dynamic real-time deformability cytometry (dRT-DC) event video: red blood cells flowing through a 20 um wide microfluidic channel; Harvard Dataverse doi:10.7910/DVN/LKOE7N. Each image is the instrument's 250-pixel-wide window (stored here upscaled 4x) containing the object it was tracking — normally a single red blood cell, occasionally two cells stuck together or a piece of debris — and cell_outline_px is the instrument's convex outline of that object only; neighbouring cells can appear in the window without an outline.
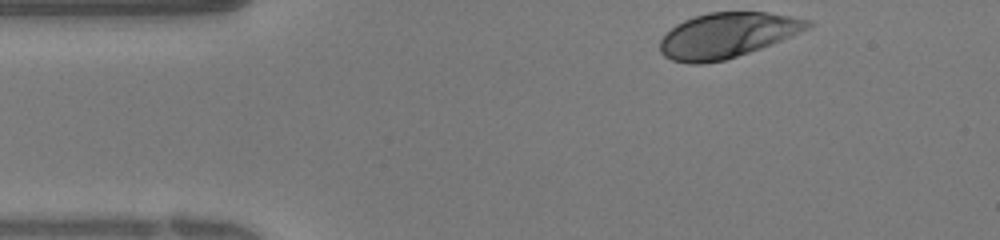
{"species": "human", "species_latin": "Homo sapiens", "temperature_condition": "warm", "stored_images_in_passage": 27, "camera_frame_rate_fps": 3000, "um_per_image_px": 0.085, "donor": {"sex": "female"}, "frame": {"image": 1, "passage_image": 1, "time_ms": 0.0, "image_size_px": [1000, 240], "cell_outline_px": [[812, 24], [808, 28], [780, 40], [760, 48], [724, 60], [700, 64], [688, 64], [672, 60], [664, 56], [660, 52], [660, 40], [676, 24], [684, 20], [708, 12], [768, 12], [812, 20]], "centroid_in_image_um": [61.78, 2.99], "position_along_channel_um": 23.2, "area_um2": 38.38}}
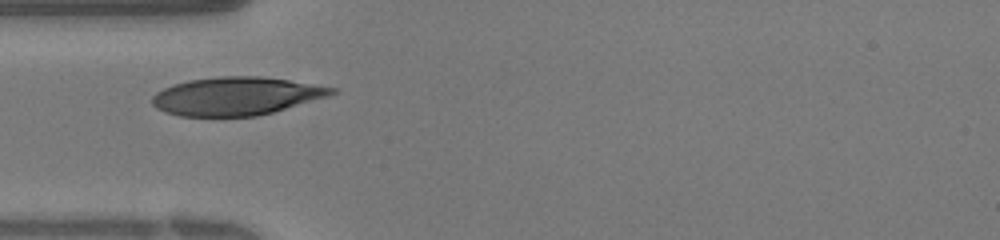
{"frame": {"image": 2, "passage_image": 7, "time_ms": 2.0, "image_size_px": [1000, 240], "cell_outline_px": [[336, 92], [328, 96], [272, 112], [256, 116], [180, 116], [164, 112], [156, 108], [152, 104], [152, 96], [156, 92], [172, 84], [188, 80], [220, 76], [264, 76], [336, 88]], "centroid_in_image_um": [20.03, 8.16], "position_along_channel_um": 65.0, "area_um2": 39.77}}
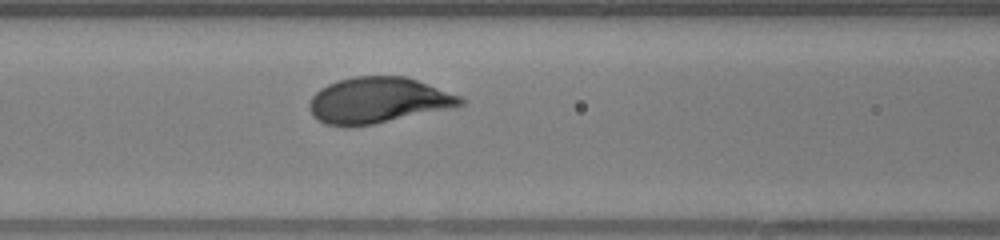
{"frame": {"image": 3, "passage_image": 11, "time_ms": 3.333, "image_size_px": [1000, 240], "cell_outline_px": [[464, 104], [452, 108], [372, 124], [328, 124], [320, 120], [308, 108], [308, 100], [320, 88], [336, 80], [352, 76], [404, 76], [416, 80], [460, 96], [464, 100]], "centroid_in_image_um": [32.13, 8.49], "position_along_channel_um": 134.5, "area_um2": 39.59}}